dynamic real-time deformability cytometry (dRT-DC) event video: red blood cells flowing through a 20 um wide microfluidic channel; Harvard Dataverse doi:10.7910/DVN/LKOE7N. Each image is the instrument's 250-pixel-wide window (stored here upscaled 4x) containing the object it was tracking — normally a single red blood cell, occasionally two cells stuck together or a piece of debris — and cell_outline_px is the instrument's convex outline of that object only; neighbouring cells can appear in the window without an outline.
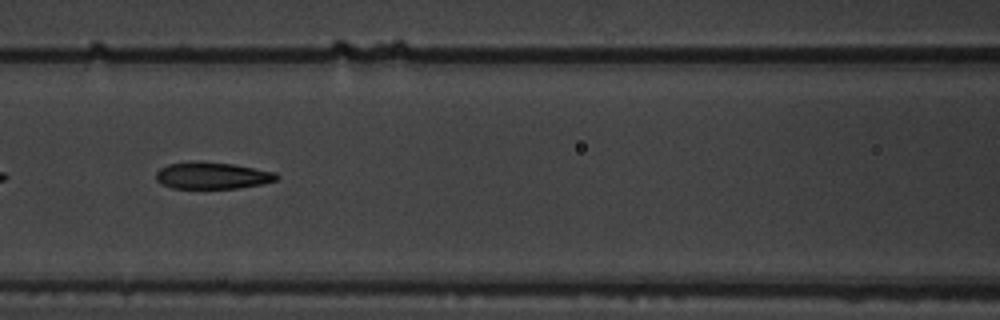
{"species": "common noctule bat (a hibernating species)", "species_latin": "Nyctalus noctula", "temperature_condition": "warm", "stored_images_in_passage": 14, "camera_frame_rate_fps": 3000, "um_per_image_px": 0.085, "animal": {"sex": "male", "body_mass_g": 19.5, "forearm_length_mm": 54.6}, "frame": {"image": 1, "passage_image": 7, "time_ms": 8.0, "image_size_px": [1000, 320], "cell_outline_px": [[280, 176], [276, 180], [260, 184], [236, 188], [172, 188], [160, 184], [156, 180], [156, 172], [160, 168], [168, 164], [192, 160], [196, 160], [232, 164], [276, 172]], "centroid_in_image_um": [17.99, 14.91], "position_along_channel_um": 148.6, "area_um2": 18.96}}
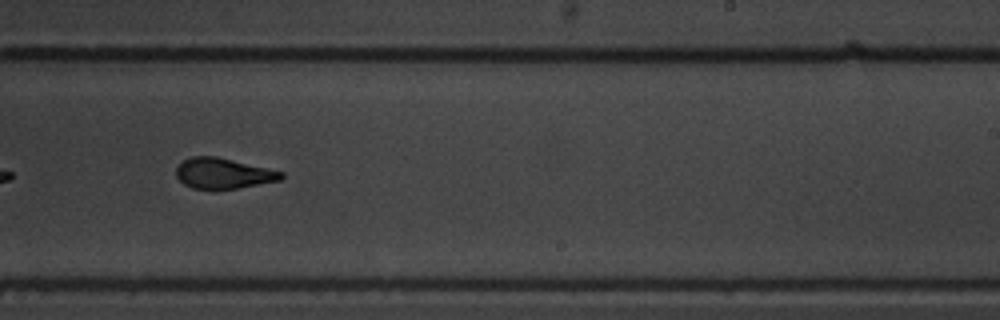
{"frame": {"image": 2, "passage_image": 10, "time_ms": 11.333, "image_size_px": [1000, 320], "cell_outline_px": [[284, 176], [280, 180], [236, 188], [192, 188], [184, 184], [176, 176], [176, 168], [184, 160], [192, 156], [216, 156], [284, 172]], "centroid_in_image_um": [18.96, 14.72], "position_along_channel_um": 270.0, "area_um2": 18.32}}
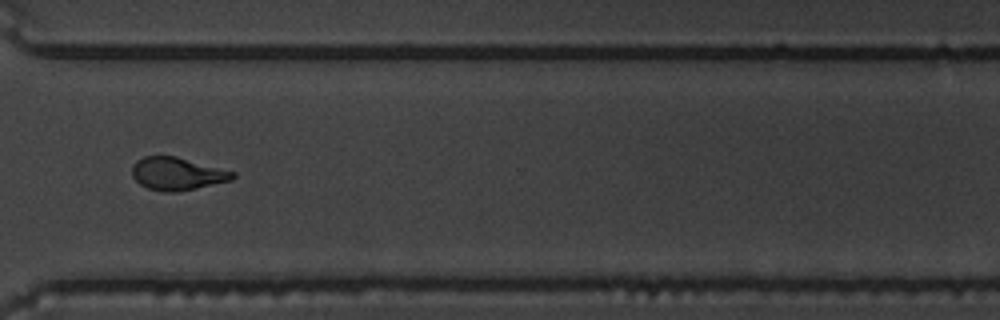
{"frame": {"image": 3, "passage_image": 12, "time_ms": 13.667, "image_size_px": [1000, 320], "cell_outline_px": [[236, 176], [232, 180], [196, 188], [176, 192], [164, 192], [148, 188], [140, 184], [132, 176], [132, 168], [136, 160], [144, 156], [176, 156], [236, 172]], "centroid_in_image_um": [15.06, 14.76], "position_along_channel_um": 355.5, "area_um2": 19.19}, "authors_computed_cell_mechanics": {"area_um2": 19.5942, "velocity_mm_per_s": 3.6642, "shape_relaxation_time_tau1_ms": 2.532, "shape_relaxation_time_tau2_ms": 1.1231, "deformation_change_tau1": 0.1442, "deformation_change_tau2": 0.0718}}